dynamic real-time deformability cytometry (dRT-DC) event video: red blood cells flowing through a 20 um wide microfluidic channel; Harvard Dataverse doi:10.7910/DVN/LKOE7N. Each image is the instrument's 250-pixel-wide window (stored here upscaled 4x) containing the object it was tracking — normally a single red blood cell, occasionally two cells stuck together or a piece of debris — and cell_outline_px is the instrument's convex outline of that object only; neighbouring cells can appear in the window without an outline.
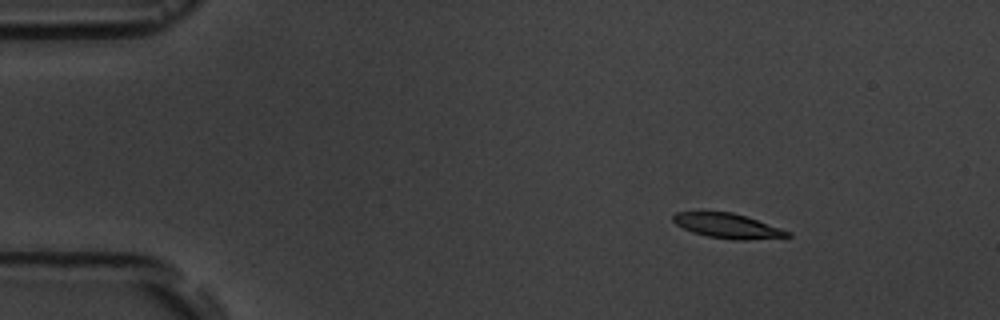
{"species": "common noctule bat (a hibernating species)", "species_latin": "Nyctalus noctula", "temperature_condition": "room temperature", "stored_images_in_passage": 14, "camera_frame_rate_fps": 3000, "um_per_image_px": 0.085, "animal": {"sex": "male", "body_mass_g": 19.5, "forearm_length_mm": 54.6}, "frame": {"image": 1, "passage_image": 1, "time_ms": 0.0, "image_size_px": [1000, 320], "cell_outline_px": [[792, 236], [744, 240], [732, 240], [708, 236], [692, 232], [676, 224], [672, 220], [672, 216], [676, 212], [732, 212], [792, 232]], "centroid_in_image_um": [61.83, 19.2], "position_along_channel_um": 23.2, "area_um2": 16.24}}
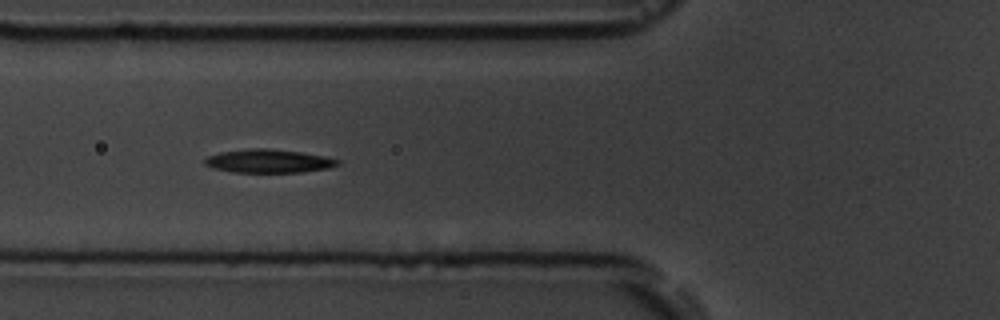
{"frame": {"image": 2, "passage_image": 4, "time_ms": 4.333, "image_size_px": [1000, 320], "cell_outline_px": [[340, 164], [328, 168], [300, 172], [232, 172], [212, 168], [204, 164], [204, 160], [208, 156], [220, 152], [252, 148], [268, 148], [300, 152], [324, 156], [340, 160]], "centroid_in_image_um": [22.81, 13.69], "position_along_channel_um": 103.0, "area_um2": 18.09}}
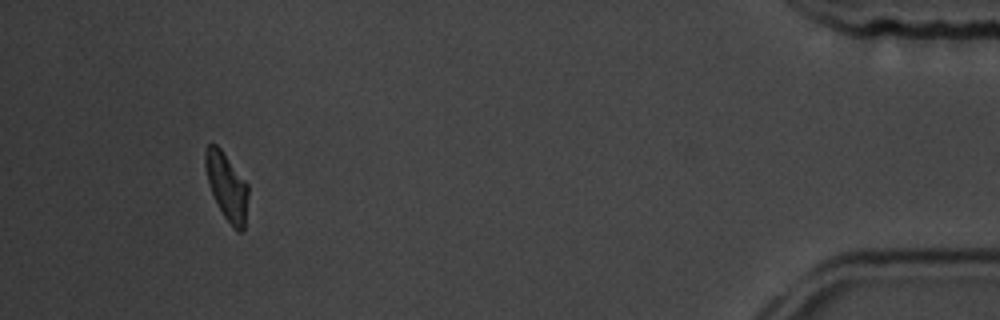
{"frame": {"image": 3, "passage_image": 13, "time_ms": 14.667, "image_size_px": [1000, 320], "cell_outline_px": [[248, 196], [244, 228], [240, 232], [236, 232], [232, 228], [224, 216], [212, 192], [208, 180], [204, 164], [204, 152], [208, 144], [216, 144], [220, 148], [248, 184]], "centroid_in_image_um": [19.28, 15.85], "position_along_channel_um": 415.9, "area_um2": 16.59}, "authors_computed_cell_mechanics": {"area_um2": 17.2822, "velocity_mm_per_s": 3.6906, "shape_relaxation_time_tau1_ms": 4.0775, "shape_relaxation_time_tau2_ms": null, "deformation_change_tau1": 0.1344, "deformation_change_tau2": null}}